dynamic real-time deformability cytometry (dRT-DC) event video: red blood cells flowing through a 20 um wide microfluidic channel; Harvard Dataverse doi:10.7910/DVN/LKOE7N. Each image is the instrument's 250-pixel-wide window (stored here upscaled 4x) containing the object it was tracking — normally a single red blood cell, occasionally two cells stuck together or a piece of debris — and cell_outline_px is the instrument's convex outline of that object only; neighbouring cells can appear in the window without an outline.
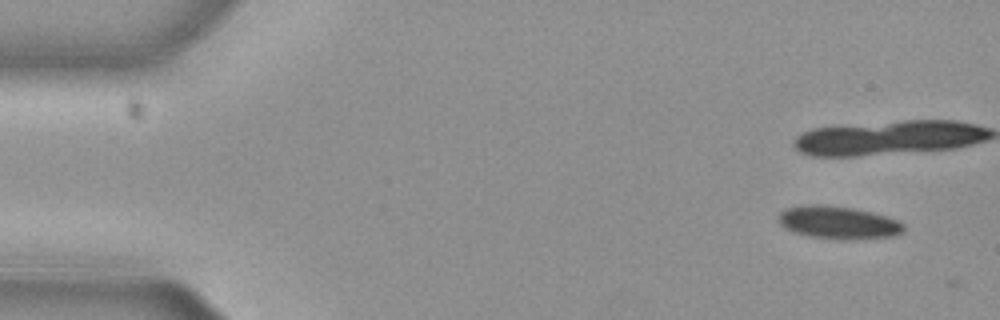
{"species": "common noctule bat (a hibernating species)", "species_latin": "Nyctalus noctula", "temperature_condition": "cold", "stored_images_in_passage": 4, "camera_frame_rate_fps": 3000, "um_per_image_px": 0.085, "animal": {"sex": "female", "body_mass_g": 29.2, "forearm_length_mm": 56.3}, "frame": {"image": 1, "passage_image": 1, "time_ms": 0.0, "image_size_px": [1000, 320], "cell_outline_px": [[904, 232], [892, 236], [856, 240], [840, 240], [808, 236], [784, 228], [780, 224], [780, 212], [788, 208], [800, 204], [816, 204], [852, 208], [872, 212], [896, 220], [904, 224]], "centroid_in_image_um": [71.26, 18.93], "position_along_channel_um": 13.7, "area_um2": 23.93}}